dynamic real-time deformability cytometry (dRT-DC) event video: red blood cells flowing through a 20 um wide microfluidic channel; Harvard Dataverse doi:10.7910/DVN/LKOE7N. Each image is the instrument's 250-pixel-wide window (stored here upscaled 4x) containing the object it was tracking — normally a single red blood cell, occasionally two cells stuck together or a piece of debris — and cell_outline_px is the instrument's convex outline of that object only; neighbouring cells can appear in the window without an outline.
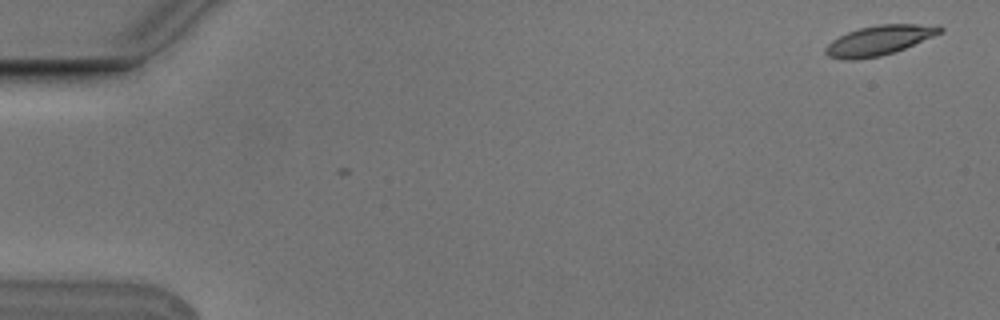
{"species": "Egyptian fruit bat (a non-hibernating species)", "species_latin": "Rousettus aegyptiacus", "temperature_condition": "cold", "stored_images_in_passage": 4, "camera_frame_rate_fps": 3000, "um_per_image_px": 0.085, "animal": {"sex": "male"}, "frame": {"image": 1, "passage_image": 1, "time_ms": 0.0, "image_size_px": [1000, 320], "cell_outline_px": [[944, 32], [904, 48], [880, 56], [856, 60], [844, 60], [828, 56], [824, 52], [824, 48], [832, 40], [848, 32], [860, 28], [876, 24], [940, 24], [944, 28]], "centroid_in_image_um": [74.75, 3.42], "position_along_channel_um": 10.2, "area_um2": 19.94}}